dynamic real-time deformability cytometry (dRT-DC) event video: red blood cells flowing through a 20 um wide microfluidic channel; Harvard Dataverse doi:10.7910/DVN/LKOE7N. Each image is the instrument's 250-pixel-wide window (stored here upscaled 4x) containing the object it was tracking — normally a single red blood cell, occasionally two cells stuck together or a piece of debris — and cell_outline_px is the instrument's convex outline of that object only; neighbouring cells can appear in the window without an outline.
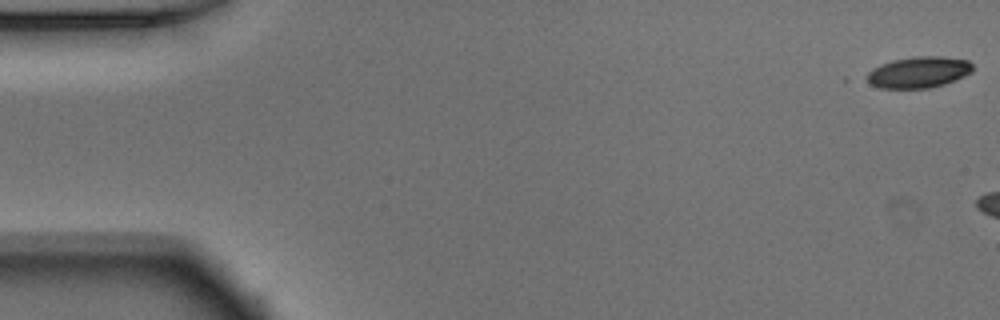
{"species": "Egyptian fruit bat (a non-hibernating species)", "species_latin": "Rousettus aegyptiacus", "temperature_condition": "warm", "stored_images_in_passage": 9, "camera_frame_rate_fps": 3000, "um_per_image_px": 0.085, "animal": {"sex": "male"}, "frame": {"image": 1, "passage_image": 1, "time_ms": 0.0, "image_size_px": [1000, 320], "cell_outline_px": [[972, 72], [964, 76], [944, 84], [928, 88], [880, 88], [864, 80], [868, 72], [872, 68], [880, 64], [892, 60], [912, 56], [940, 56], [968, 60], [972, 64]], "centroid_in_image_um": [78.05, 6.13], "position_along_channel_um": 6.9, "area_um2": 19.36}}